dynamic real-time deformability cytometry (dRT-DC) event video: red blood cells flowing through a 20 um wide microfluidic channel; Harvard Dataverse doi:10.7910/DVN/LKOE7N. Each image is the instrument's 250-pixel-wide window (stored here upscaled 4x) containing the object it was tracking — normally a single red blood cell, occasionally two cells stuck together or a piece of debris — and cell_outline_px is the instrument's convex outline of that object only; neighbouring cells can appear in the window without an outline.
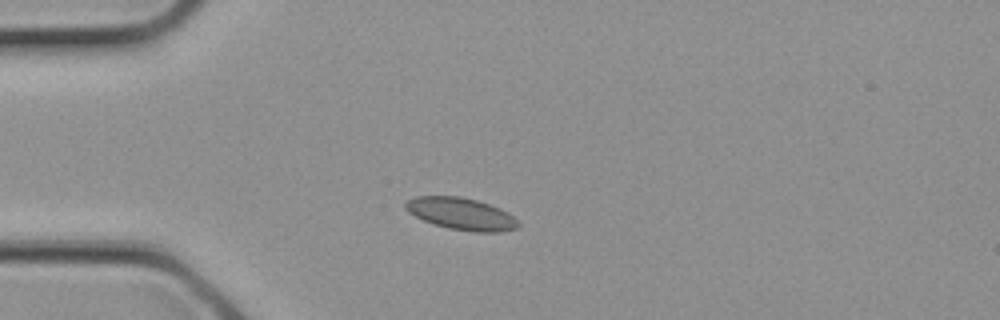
{"species": "common noctule bat (a hibernating species)", "species_latin": "Nyctalus noctula", "temperature_condition": "cold", "stored_images_in_passage": 4, "camera_frame_rate_fps": 3000, "um_per_image_px": 0.085, "animal": {"sex": "female", "body_mass_g": 21.9}, "frame": {"image": 1, "passage_image": 1, "time_ms": 0.0, "image_size_px": [1000, 320], "cell_outline_px": [[520, 224], [516, 228], [500, 232], [472, 232], [448, 228], [432, 224], [408, 212], [404, 208], [404, 204], [408, 200], [416, 196], [460, 196], [476, 200], [500, 208], [508, 212]], "centroid_in_image_um": [39.19, 18.18], "position_along_channel_um": 45.8, "area_um2": 21.04}}
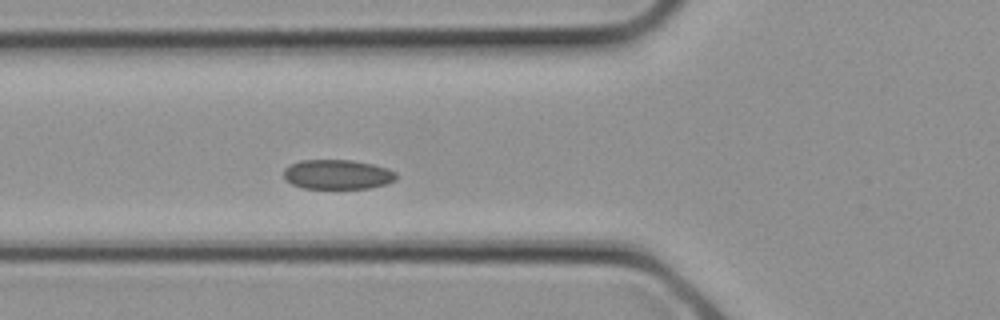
{"frame": {"image": 2, "passage_image": 4, "time_ms": 1.0, "image_size_px": [1000, 320], "cell_outline_px": [[396, 180], [384, 184], [368, 188], [304, 188], [292, 184], [284, 176], [284, 168], [300, 160], [352, 160], [372, 164], [388, 168], [396, 172]], "centroid_in_image_um": [28.7, 14.82], "position_along_channel_um": 97.1, "area_um2": 19.25}}